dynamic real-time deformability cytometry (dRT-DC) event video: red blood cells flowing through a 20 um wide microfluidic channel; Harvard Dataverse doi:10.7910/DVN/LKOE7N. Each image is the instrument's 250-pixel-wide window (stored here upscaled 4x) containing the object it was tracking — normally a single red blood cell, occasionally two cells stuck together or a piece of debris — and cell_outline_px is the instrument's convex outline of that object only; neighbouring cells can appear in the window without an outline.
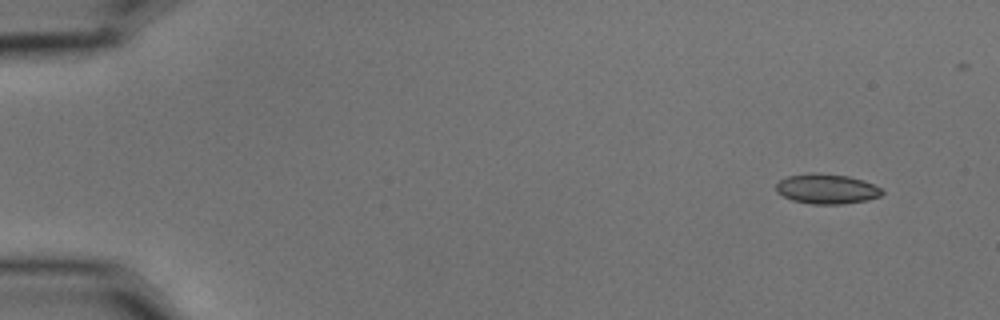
{"species": "common noctule bat (a hibernating species)", "species_latin": "Nyctalus noctula", "temperature_condition": "cold", "stored_images_in_passage": 4, "camera_frame_rate_fps": 3000, "um_per_image_px": 0.085, "animal": {"sex": "male", "body_mass_g": 15.6}, "frame": {"image": 1, "passage_image": 1, "time_ms": 0.0, "image_size_px": [1000, 320], "cell_outline_px": [[884, 192], [880, 196], [868, 200], [844, 204], [812, 204], [792, 200], [776, 192], [776, 184], [780, 180], [788, 176], [812, 172], [816, 172], [848, 176], [864, 180], [880, 188]], "centroid_in_image_um": [70.27, 16.05], "position_along_channel_um": 14.7, "area_um2": 18.55}}